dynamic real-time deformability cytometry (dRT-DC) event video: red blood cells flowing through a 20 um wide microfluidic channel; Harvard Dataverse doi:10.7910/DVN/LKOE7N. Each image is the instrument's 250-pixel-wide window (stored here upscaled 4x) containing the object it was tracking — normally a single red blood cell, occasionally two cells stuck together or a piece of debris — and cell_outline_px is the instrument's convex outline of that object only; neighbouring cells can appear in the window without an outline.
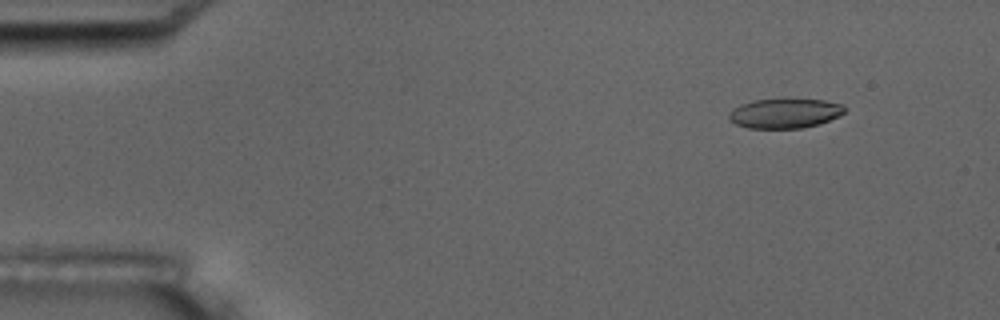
{"species": "common noctule bat (a hibernating species)", "species_latin": "Nyctalus noctula", "temperature_condition": "room temperature", "stored_images_in_passage": 7, "camera_frame_rate_fps": 3000, "um_per_image_px": 0.085, "animal": {"sex": "male", "body_mass_g": 17.5, "forearm_length_mm": 52.3}, "frame": {"image": 1, "passage_image": 3, "time_ms": 2.0, "image_size_px": [1000, 320], "cell_outline_px": [[844, 112], [840, 116], [820, 124], [800, 128], [748, 128], [736, 124], [728, 120], [728, 116], [732, 108], [740, 104], [752, 100], [824, 100], [840, 104], [844, 108]], "centroid_in_image_um": [66.67, 9.65], "position_along_channel_um": 18.3, "area_um2": 19.83}}